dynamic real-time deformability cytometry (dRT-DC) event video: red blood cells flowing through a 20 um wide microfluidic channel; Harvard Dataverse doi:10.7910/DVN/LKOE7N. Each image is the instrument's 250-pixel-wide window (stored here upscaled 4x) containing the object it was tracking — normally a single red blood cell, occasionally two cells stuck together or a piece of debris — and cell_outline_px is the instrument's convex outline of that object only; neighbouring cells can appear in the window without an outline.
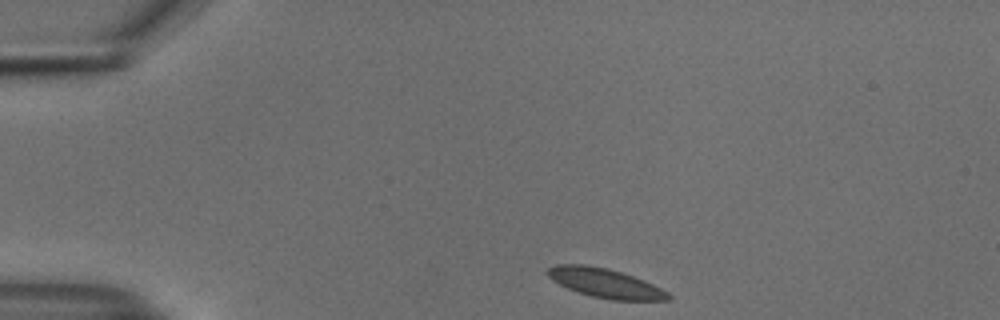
{"species": "common noctule bat (a hibernating species)", "species_latin": "Nyctalus noctula", "temperature_condition": "cold", "stored_images_in_passage": 7, "camera_frame_rate_fps": 3000, "um_per_image_px": 0.085, "animal": {"sex": "male", "body_mass_g": 18.8}, "frame": {"image": 1, "passage_image": 1, "time_ms": 0.0, "image_size_px": [1000, 320], "cell_outline_px": [[672, 300], [612, 300], [592, 296], [568, 288], [552, 280], [544, 272], [548, 268], [556, 264], [584, 264], [608, 268], [644, 280], [668, 292], [672, 296]], "centroid_in_image_um": [51.43, 24.06], "position_along_channel_um": 33.6, "area_um2": 20.46}}